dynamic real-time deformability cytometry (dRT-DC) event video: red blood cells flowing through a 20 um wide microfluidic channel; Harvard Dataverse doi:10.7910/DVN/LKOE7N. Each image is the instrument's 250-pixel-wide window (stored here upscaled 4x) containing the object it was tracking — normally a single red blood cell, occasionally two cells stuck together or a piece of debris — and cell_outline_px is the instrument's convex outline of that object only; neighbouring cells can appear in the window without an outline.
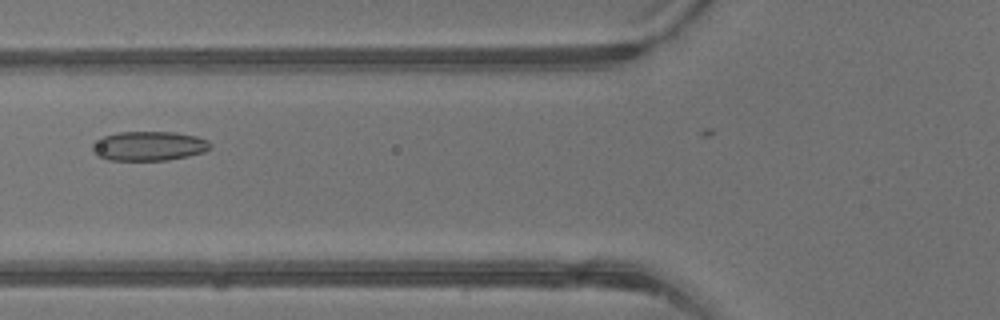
{"species": "common noctule bat (a hibernating species)", "species_latin": "Nyctalus noctula", "temperature_condition": "warm", "stored_images_in_passage": 4, "camera_frame_rate_fps": 3000, "um_per_image_px": 0.085, "animal": {"sex": "male", "body_mass_g": 13.3}, "frame": {"image": 1, "passage_image": 4, "time_ms": 1.0, "image_size_px": [1000, 320], "cell_outline_px": [[212, 148], [204, 152], [188, 156], [168, 160], [108, 160], [96, 156], [92, 152], [92, 144], [100, 136], [120, 132], [176, 132], [196, 136], [208, 140], [212, 144]], "centroid_in_image_um": [12.64, 12.41], "position_along_channel_um": 113.2, "area_um2": 20.52}}